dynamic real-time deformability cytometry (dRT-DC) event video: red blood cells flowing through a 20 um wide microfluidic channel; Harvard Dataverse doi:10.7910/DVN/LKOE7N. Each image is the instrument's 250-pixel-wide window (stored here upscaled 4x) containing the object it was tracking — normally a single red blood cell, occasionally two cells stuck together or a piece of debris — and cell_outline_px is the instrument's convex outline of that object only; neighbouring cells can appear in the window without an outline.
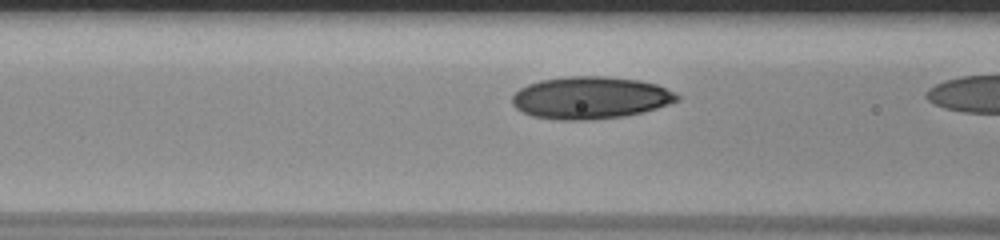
{"species": "human", "species_latin": "Homo sapiens", "temperature_condition": "room temperature", "stored_images_in_passage": 26, "camera_frame_rate_fps": 3000, "um_per_image_px": 0.085, "donor": {"sex": "male"}, "frame": {"image": 1, "passage_image": 5, "time_ms": 1.333, "image_size_px": [1000, 240], "cell_outline_px": [[680, 100], [656, 108], [624, 116], [588, 120], [560, 120], [532, 116], [516, 108], [512, 104], [512, 96], [520, 88], [528, 84], [540, 80], [568, 76], [604, 76], [640, 80], [656, 84], [676, 92], [680, 96]], "centroid_in_image_um": [50.19, 8.3], "position_along_channel_um": 116.4, "area_um2": 40.63}}
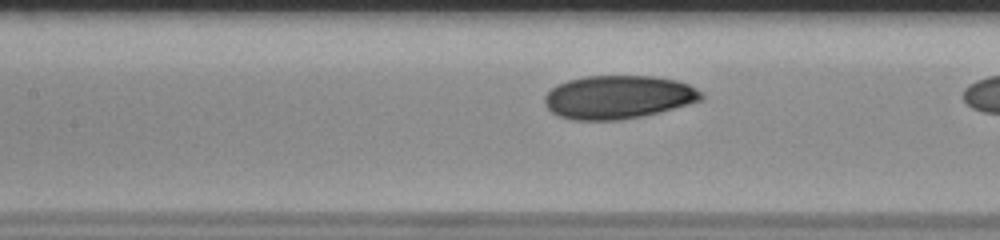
{"frame": {"image": 2, "passage_image": 8, "time_ms": 2.333, "image_size_px": [1000, 240], "cell_outline_px": [[704, 96], [700, 100], [688, 104], [660, 112], [620, 120], [572, 120], [560, 116], [552, 112], [544, 104], [544, 96], [556, 84], [568, 80], [588, 76], [652, 76], [676, 80], [688, 84], [696, 88]], "centroid_in_image_um": [52.52, 8.25], "position_along_channel_um": 154.9, "area_um2": 39.48}}